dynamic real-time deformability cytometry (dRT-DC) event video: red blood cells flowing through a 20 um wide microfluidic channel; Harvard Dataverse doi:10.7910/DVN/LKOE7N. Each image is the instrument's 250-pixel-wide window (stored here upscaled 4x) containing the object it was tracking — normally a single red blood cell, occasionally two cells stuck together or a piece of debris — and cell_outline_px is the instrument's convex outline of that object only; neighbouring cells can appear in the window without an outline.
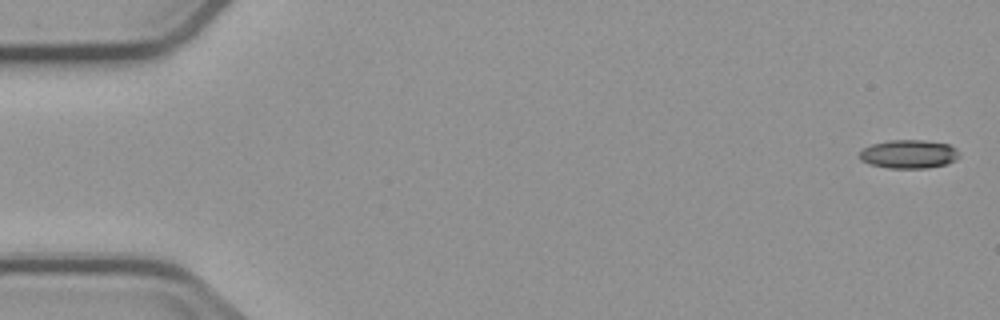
{"species": "common noctule bat (a hibernating species)", "species_latin": "Nyctalus noctula", "temperature_condition": "cold", "stored_images_in_passage": 5, "camera_frame_rate_fps": 3000, "um_per_image_px": 0.085, "animal": {"sex": "male", "body_mass_g": 23.1, "forearm_length_mm": 52.7}, "frame": {"image": 1, "passage_image": 1, "time_ms": 0.0, "image_size_px": [1000, 320], "cell_outline_px": [[960, 156], [956, 160], [948, 164], [928, 168], [888, 168], [868, 164], [860, 160], [856, 156], [864, 148], [872, 144], [888, 140], [920, 140], [948, 144], [956, 148]], "centroid_in_image_um": [77.23, 13.11], "position_along_channel_um": 7.8, "area_um2": 16.82}}
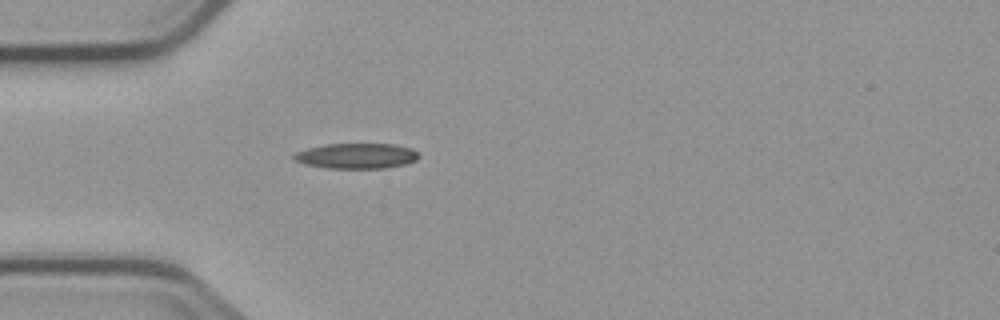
{"frame": {"image": 2, "passage_image": 5, "time_ms": 5.0, "image_size_px": [1000, 320], "cell_outline_px": [[420, 156], [416, 160], [404, 164], [384, 168], [328, 168], [308, 164], [296, 160], [292, 156], [296, 152], [308, 148], [328, 144], [392, 144], [412, 148]], "centroid_in_image_um": [30.34, 13.25], "position_along_channel_um": 54.7, "area_um2": 18.15}}